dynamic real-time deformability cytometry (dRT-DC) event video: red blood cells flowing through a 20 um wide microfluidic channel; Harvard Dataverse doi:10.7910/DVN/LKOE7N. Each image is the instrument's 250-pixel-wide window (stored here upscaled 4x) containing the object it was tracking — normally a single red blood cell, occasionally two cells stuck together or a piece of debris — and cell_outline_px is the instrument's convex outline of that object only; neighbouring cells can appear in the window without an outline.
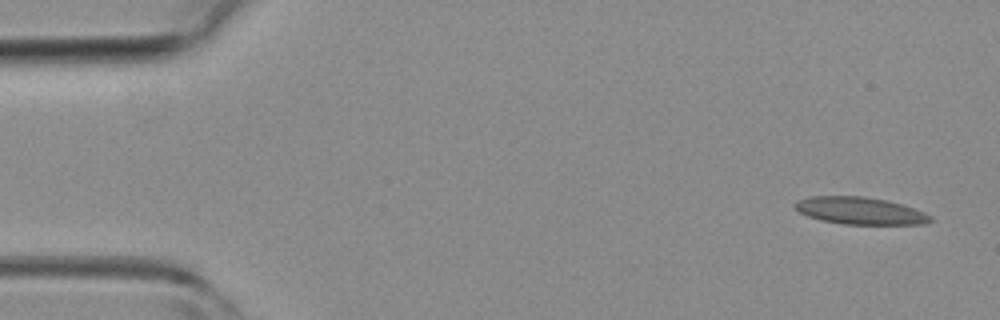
{"species": "common noctule bat (a hibernating species)", "species_latin": "Nyctalus noctula", "temperature_condition": "room temperature", "stored_images_in_passage": 5, "camera_frame_rate_fps": 3000, "um_per_image_px": 0.085, "animal": {"sex": "female", "body_mass_g": 19.3, "forearm_length_mm": 54.1}, "frame": {"image": 1, "passage_image": 1, "time_ms": 0.0, "image_size_px": [1000, 320], "cell_outline_px": [[932, 220], [924, 224], [844, 224], [820, 220], [808, 216], [800, 212], [792, 204], [796, 200], [812, 196], [864, 196], [904, 204], [924, 212], [932, 216]], "centroid_in_image_um": [73.1, 17.91], "position_along_channel_um": 11.9, "area_um2": 21.5}}
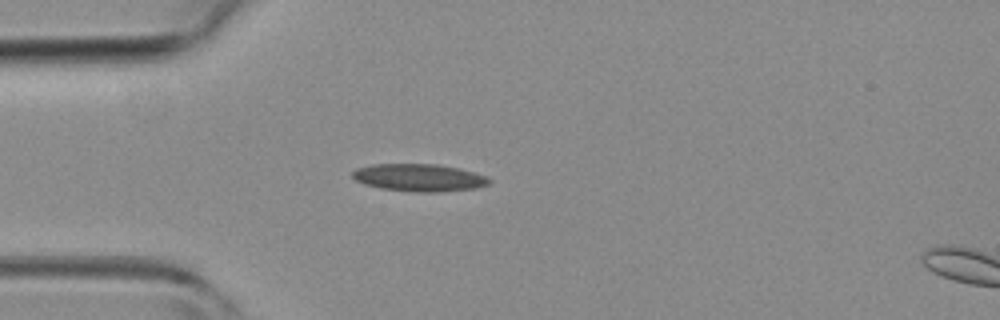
{"frame": {"image": 2, "passage_image": 4, "time_ms": 3.333, "image_size_px": [1000, 320], "cell_outline_px": [[492, 180], [488, 184], [476, 188], [440, 192], [412, 192], [380, 188], [364, 184], [356, 180], [352, 176], [352, 172], [356, 168], [372, 164], [436, 164], [460, 168], [488, 176]], "centroid_in_image_um": [35.64, 15.1], "position_along_channel_um": 49.4, "area_um2": 22.08}}